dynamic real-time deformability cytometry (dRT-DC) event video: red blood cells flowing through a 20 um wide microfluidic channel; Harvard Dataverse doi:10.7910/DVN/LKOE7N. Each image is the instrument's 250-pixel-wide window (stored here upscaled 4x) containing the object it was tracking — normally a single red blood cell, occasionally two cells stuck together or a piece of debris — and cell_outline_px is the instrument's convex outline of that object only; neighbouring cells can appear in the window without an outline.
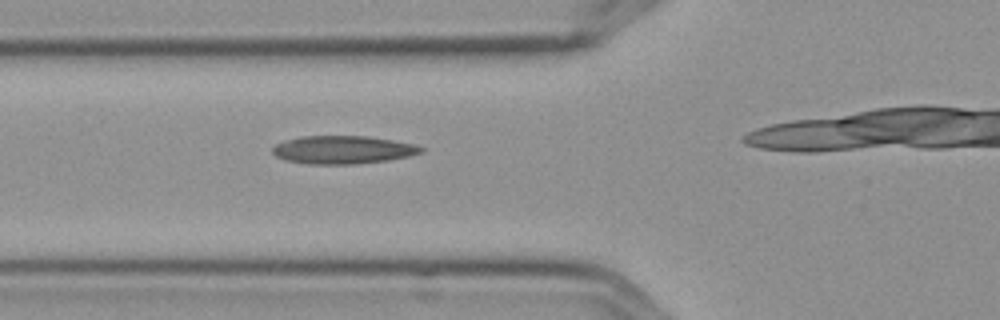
{"species": "Egyptian fruit bat (a non-hibernating species)", "species_latin": "Rousettus aegyptiacus", "temperature_condition": "cold", "stored_images_in_passage": 4, "camera_frame_rate_fps": 3000, "um_per_image_px": 0.085, "frame": {"image": 1, "passage_image": 3, "time_ms": 0.667, "image_size_px": [1000, 320], "cell_outline_px": [[424, 152], [408, 156], [388, 160], [352, 164], [308, 164], [284, 160], [276, 156], [272, 152], [272, 148], [276, 144], [284, 140], [300, 136], [368, 136], [416, 144], [424, 148]], "centroid_in_image_um": [29.13, 12.73], "position_along_channel_um": 96.7, "area_um2": 24.39}}